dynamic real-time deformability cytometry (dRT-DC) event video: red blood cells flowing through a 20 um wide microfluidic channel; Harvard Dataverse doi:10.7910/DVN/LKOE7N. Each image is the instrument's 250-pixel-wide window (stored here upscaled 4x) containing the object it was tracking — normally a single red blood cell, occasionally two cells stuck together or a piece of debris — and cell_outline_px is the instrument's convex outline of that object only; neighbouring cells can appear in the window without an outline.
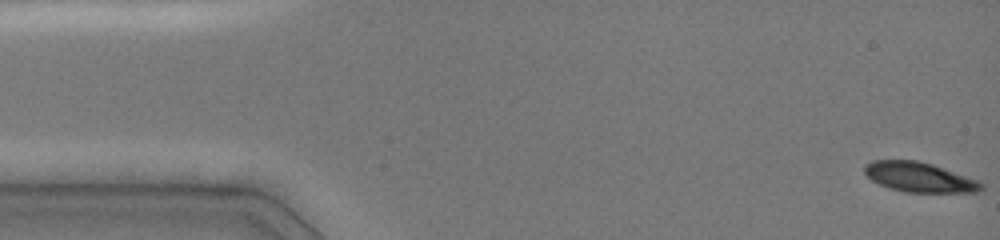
{"species": "common noctule bat (a hibernating species)", "species_latin": "Nyctalus noctula", "temperature_condition": "cold", "stored_images_in_passage": 34, "camera_frame_rate_fps": 3000, "um_per_image_px": 0.085, "animal": {"sex": "female", "body_mass_g": 19.0, "forearm_length_mm": 51.5}, "frame": {"image": 1, "passage_image": 1, "time_ms": 0.0, "image_size_px": [1000, 240], "cell_outline_px": [[984, 188], [976, 192], [904, 192], [888, 188], [872, 180], [864, 172], [864, 164], [872, 160], [916, 160], [932, 164], [976, 180], [984, 184]], "centroid_in_image_um": [78.1, 15.06], "position_along_channel_um": 6.9, "area_um2": 20.11}}
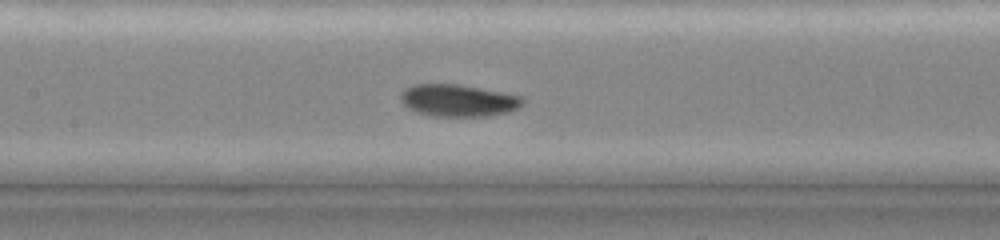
{"frame": {"image": 2, "passage_image": 21, "time_ms": 7.0, "image_size_px": [1000, 240], "cell_outline_px": [[524, 100], [516, 108], [508, 112], [488, 116], [432, 116], [408, 108], [400, 100], [400, 96], [404, 88], [412, 84], [460, 84], [524, 96]], "centroid_in_image_um": [38.94, 8.52], "position_along_channel_um": 168.5, "area_um2": 22.83}}
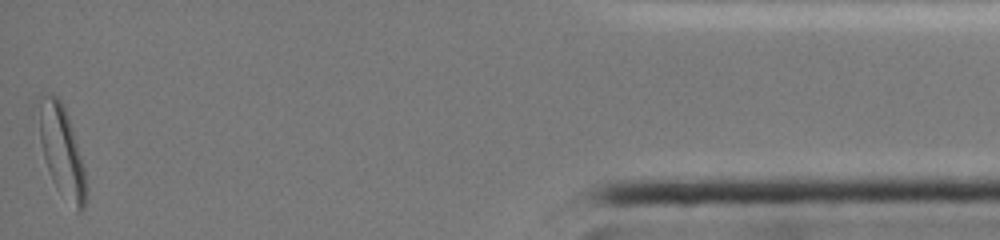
{"frame": {"image": 3, "passage_image": 34, "time_ms": 15.333, "image_size_px": [1000, 240], "cell_outline_px": [[88, 196], [84, 208], [80, 212], [76, 212], [52, 180], [48, 172], [32, 116], [32, 104], [40, 96], [56, 96], [64, 104], [72, 128], [84, 168], [88, 188]], "centroid_in_image_um": [5.15, 12.75], "position_along_channel_um": 430.0, "area_um2": 26.41}, "authors_computed_cell_mechanics": {"area_um2": 22.0796, "velocity_mm_per_s": 4.0334, "shape_relaxation_time_tau1_ms": 2.5033, "shape_relaxation_time_tau2_ms": 6.1847, "deformation_change_tau1": 0.1047, "deformation_change_tau2": 0.0986}}